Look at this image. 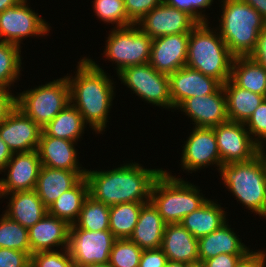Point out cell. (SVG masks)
Returning <instances> with one entry per match:
<instances>
[{"mask_svg":"<svg viewBox=\"0 0 266 267\" xmlns=\"http://www.w3.org/2000/svg\"><path fill=\"white\" fill-rule=\"evenodd\" d=\"M20 46L0 41V88H5L15 82L20 74Z\"/></svg>","mask_w":266,"mask_h":267,"instance_id":"35","label":"cell"},{"mask_svg":"<svg viewBox=\"0 0 266 267\" xmlns=\"http://www.w3.org/2000/svg\"><path fill=\"white\" fill-rule=\"evenodd\" d=\"M77 267H110L108 263L106 264H88L83 266H77Z\"/></svg>","mask_w":266,"mask_h":267,"instance_id":"53","label":"cell"},{"mask_svg":"<svg viewBox=\"0 0 266 267\" xmlns=\"http://www.w3.org/2000/svg\"><path fill=\"white\" fill-rule=\"evenodd\" d=\"M166 222L151 202L141 207L138 222L129 240L142 250L159 249L162 245Z\"/></svg>","mask_w":266,"mask_h":267,"instance_id":"24","label":"cell"},{"mask_svg":"<svg viewBox=\"0 0 266 267\" xmlns=\"http://www.w3.org/2000/svg\"><path fill=\"white\" fill-rule=\"evenodd\" d=\"M13 152L8 148L7 144L2 140L0 136V171L4 169L9 160L11 159Z\"/></svg>","mask_w":266,"mask_h":267,"instance_id":"48","label":"cell"},{"mask_svg":"<svg viewBox=\"0 0 266 267\" xmlns=\"http://www.w3.org/2000/svg\"><path fill=\"white\" fill-rule=\"evenodd\" d=\"M230 80L242 89L266 97V69L250 56L234 57Z\"/></svg>","mask_w":266,"mask_h":267,"instance_id":"29","label":"cell"},{"mask_svg":"<svg viewBox=\"0 0 266 267\" xmlns=\"http://www.w3.org/2000/svg\"><path fill=\"white\" fill-rule=\"evenodd\" d=\"M0 219V248L26 252L31 257L28 229L5 214Z\"/></svg>","mask_w":266,"mask_h":267,"instance_id":"34","label":"cell"},{"mask_svg":"<svg viewBox=\"0 0 266 267\" xmlns=\"http://www.w3.org/2000/svg\"><path fill=\"white\" fill-rule=\"evenodd\" d=\"M199 191L194 185L162 171L153 182L150 202L167 224L180 223L208 200Z\"/></svg>","mask_w":266,"mask_h":267,"instance_id":"5","label":"cell"},{"mask_svg":"<svg viewBox=\"0 0 266 267\" xmlns=\"http://www.w3.org/2000/svg\"><path fill=\"white\" fill-rule=\"evenodd\" d=\"M117 75L143 100L172 108L169 75L158 72L149 63L126 67Z\"/></svg>","mask_w":266,"mask_h":267,"instance_id":"9","label":"cell"},{"mask_svg":"<svg viewBox=\"0 0 266 267\" xmlns=\"http://www.w3.org/2000/svg\"><path fill=\"white\" fill-rule=\"evenodd\" d=\"M70 103L67 77L27 90L16 97V107L33 119L41 128L46 126Z\"/></svg>","mask_w":266,"mask_h":267,"instance_id":"7","label":"cell"},{"mask_svg":"<svg viewBox=\"0 0 266 267\" xmlns=\"http://www.w3.org/2000/svg\"><path fill=\"white\" fill-rule=\"evenodd\" d=\"M142 249L129 239H116L109 257L110 267H138Z\"/></svg>","mask_w":266,"mask_h":267,"instance_id":"36","label":"cell"},{"mask_svg":"<svg viewBox=\"0 0 266 267\" xmlns=\"http://www.w3.org/2000/svg\"><path fill=\"white\" fill-rule=\"evenodd\" d=\"M226 95L227 116L230 121L246 123L266 98L235 85L230 79L222 85Z\"/></svg>","mask_w":266,"mask_h":267,"instance_id":"27","label":"cell"},{"mask_svg":"<svg viewBox=\"0 0 266 267\" xmlns=\"http://www.w3.org/2000/svg\"><path fill=\"white\" fill-rule=\"evenodd\" d=\"M41 167L37 150L13 153L3 169L9 168L7 179H0V197L17 191L35 190Z\"/></svg>","mask_w":266,"mask_h":267,"instance_id":"15","label":"cell"},{"mask_svg":"<svg viewBox=\"0 0 266 267\" xmlns=\"http://www.w3.org/2000/svg\"><path fill=\"white\" fill-rule=\"evenodd\" d=\"M167 5H170L179 10L189 13L198 23L208 22L203 14L198 9L209 7L213 0H163Z\"/></svg>","mask_w":266,"mask_h":267,"instance_id":"40","label":"cell"},{"mask_svg":"<svg viewBox=\"0 0 266 267\" xmlns=\"http://www.w3.org/2000/svg\"><path fill=\"white\" fill-rule=\"evenodd\" d=\"M31 267H74L67 248L64 253L57 251L36 252L31 254Z\"/></svg>","mask_w":266,"mask_h":267,"instance_id":"38","label":"cell"},{"mask_svg":"<svg viewBox=\"0 0 266 267\" xmlns=\"http://www.w3.org/2000/svg\"><path fill=\"white\" fill-rule=\"evenodd\" d=\"M74 142L47 136L43 131L40 136L38 153L42 166L66 169L69 171H87L78 167Z\"/></svg>","mask_w":266,"mask_h":267,"instance_id":"23","label":"cell"},{"mask_svg":"<svg viewBox=\"0 0 266 267\" xmlns=\"http://www.w3.org/2000/svg\"><path fill=\"white\" fill-rule=\"evenodd\" d=\"M178 107L192 118L196 127L213 128L229 120L222 85L213 94L187 98Z\"/></svg>","mask_w":266,"mask_h":267,"instance_id":"17","label":"cell"},{"mask_svg":"<svg viewBox=\"0 0 266 267\" xmlns=\"http://www.w3.org/2000/svg\"><path fill=\"white\" fill-rule=\"evenodd\" d=\"M161 169H145L138 163L109 171H87L89 195L108 206L125 203H148L154 180ZM147 199V200H146Z\"/></svg>","mask_w":266,"mask_h":267,"instance_id":"1","label":"cell"},{"mask_svg":"<svg viewBox=\"0 0 266 267\" xmlns=\"http://www.w3.org/2000/svg\"><path fill=\"white\" fill-rule=\"evenodd\" d=\"M88 196L89 186L84 176L73 188L62 193L48 207V214L63 219L70 225L74 224L79 218L82 205Z\"/></svg>","mask_w":266,"mask_h":267,"instance_id":"30","label":"cell"},{"mask_svg":"<svg viewBox=\"0 0 266 267\" xmlns=\"http://www.w3.org/2000/svg\"><path fill=\"white\" fill-rule=\"evenodd\" d=\"M31 257L23 251L0 248V267H30Z\"/></svg>","mask_w":266,"mask_h":267,"instance_id":"42","label":"cell"},{"mask_svg":"<svg viewBox=\"0 0 266 267\" xmlns=\"http://www.w3.org/2000/svg\"><path fill=\"white\" fill-rule=\"evenodd\" d=\"M8 89L0 88V124L8 114L16 107V96L8 92Z\"/></svg>","mask_w":266,"mask_h":267,"instance_id":"45","label":"cell"},{"mask_svg":"<svg viewBox=\"0 0 266 267\" xmlns=\"http://www.w3.org/2000/svg\"><path fill=\"white\" fill-rule=\"evenodd\" d=\"M26 3L27 0H20L16 5L0 12V37L4 38L0 41L20 46V40L25 37L48 33V24Z\"/></svg>","mask_w":266,"mask_h":267,"instance_id":"12","label":"cell"},{"mask_svg":"<svg viewBox=\"0 0 266 267\" xmlns=\"http://www.w3.org/2000/svg\"><path fill=\"white\" fill-rule=\"evenodd\" d=\"M42 128L15 107L0 124V136L13 153L38 149Z\"/></svg>","mask_w":266,"mask_h":267,"instance_id":"14","label":"cell"},{"mask_svg":"<svg viewBox=\"0 0 266 267\" xmlns=\"http://www.w3.org/2000/svg\"><path fill=\"white\" fill-rule=\"evenodd\" d=\"M110 206L94 200L90 195L85 199L79 218L74 223L87 231H105L109 229ZM78 222V223H77Z\"/></svg>","mask_w":266,"mask_h":267,"instance_id":"33","label":"cell"},{"mask_svg":"<svg viewBox=\"0 0 266 267\" xmlns=\"http://www.w3.org/2000/svg\"><path fill=\"white\" fill-rule=\"evenodd\" d=\"M264 145H260L259 146V149H258V153L257 155L259 156L260 160L262 161L263 163V168H264V172H265V177H266V155H265V152H264V148H263ZM264 152V153H263Z\"/></svg>","mask_w":266,"mask_h":267,"instance_id":"51","label":"cell"},{"mask_svg":"<svg viewBox=\"0 0 266 267\" xmlns=\"http://www.w3.org/2000/svg\"><path fill=\"white\" fill-rule=\"evenodd\" d=\"M182 151V165L187 171H196L211 163L219 169L222 165L213 128L195 126Z\"/></svg>","mask_w":266,"mask_h":267,"instance_id":"18","label":"cell"},{"mask_svg":"<svg viewBox=\"0 0 266 267\" xmlns=\"http://www.w3.org/2000/svg\"><path fill=\"white\" fill-rule=\"evenodd\" d=\"M188 264L183 262H177V261H170L168 260L166 267H186Z\"/></svg>","mask_w":266,"mask_h":267,"instance_id":"52","label":"cell"},{"mask_svg":"<svg viewBox=\"0 0 266 267\" xmlns=\"http://www.w3.org/2000/svg\"><path fill=\"white\" fill-rule=\"evenodd\" d=\"M70 224L63 219L46 214L34 226L28 229L31 254L54 251L51 247L68 248Z\"/></svg>","mask_w":266,"mask_h":267,"instance_id":"20","label":"cell"},{"mask_svg":"<svg viewBox=\"0 0 266 267\" xmlns=\"http://www.w3.org/2000/svg\"><path fill=\"white\" fill-rule=\"evenodd\" d=\"M146 203L125 202L110 206L109 229L116 239H129Z\"/></svg>","mask_w":266,"mask_h":267,"instance_id":"32","label":"cell"},{"mask_svg":"<svg viewBox=\"0 0 266 267\" xmlns=\"http://www.w3.org/2000/svg\"><path fill=\"white\" fill-rule=\"evenodd\" d=\"M167 262L168 258L161 248L147 249L142 251L138 267H166Z\"/></svg>","mask_w":266,"mask_h":267,"instance_id":"43","label":"cell"},{"mask_svg":"<svg viewBox=\"0 0 266 267\" xmlns=\"http://www.w3.org/2000/svg\"><path fill=\"white\" fill-rule=\"evenodd\" d=\"M11 195L9 209L5 211V215L26 229L34 226L48 213V208L35 190L17 191Z\"/></svg>","mask_w":266,"mask_h":267,"instance_id":"26","label":"cell"},{"mask_svg":"<svg viewBox=\"0 0 266 267\" xmlns=\"http://www.w3.org/2000/svg\"><path fill=\"white\" fill-rule=\"evenodd\" d=\"M115 240L110 230L87 231L71 224L67 249L74 267L109 263Z\"/></svg>","mask_w":266,"mask_h":267,"instance_id":"10","label":"cell"},{"mask_svg":"<svg viewBox=\"0 0 266 267\" xmlns=\"http://www.w3.org/2000/svg\"><path fill=\"white\" fill-rule=\"evenodd\" d=\"M20 0H0V12H3L8 7L16 5Z\"/></svg>","mask_w":266,"mask_h":267,"instance_id":"50","label":"cell"},{"mask_svg":"<svg viewBox=\"0 0 266 267\" xmlns=\"http://www.w3.org/2000/svg\"><path fill=\"white\" fill-rule=\"evenodd\" d=\"M220 36L234 57L250 56L266 20L241 0H223Z\"/></svg>","mask_w":266,"mask_h":267,"instance_id":"3","label":"cell"},{"mask_svg":"<svg viewBox=\"0 0 266 267\" xmlns=\"http://www.w3.org/2000/svg\"><path fill=\"white\" fill-rule=\"evenodd\" d=\"M266 254L263 251L249 252L238 263L237 267H266Z\"/></svg>","mask_w":266,"mask_h":267,"instance_id":"46","label":"cell"},{"mask_svg":"<svg viewBox=\"0 0 266 267\" xmlns=\"http://www.w3.org/2000/svg\"><path fill=\"white\" fill-rule=\"evenodd\" d=\"M135 25L116 28L108 37L105 56L117 63V73L124 68L149 63L153 39Z\"/></svg>","mask_w":266,"mask_h":267,"instance_id":"8","label":"cell"},{"mask_svg":"<svg viewBox=\"0 0 266 267\" xmlns=\"http://www.w3.org/2000/svg\"><path fill=\"white\" fill-rule=\"evenodd\" d=\"M246 255L219 254L202 262L204 267H237L241 259Z\"/></svg>","mask_w":266,"mask_h":267,"instance_id":"44","label":"cell"},{"mask_svg":"<svg viewBox=\"0 0 266 267\" xmlns=\"http://www.w3.org/2000/svg\"><path fill=\"white\" fill-rule=\"evenodd\" d=\"M249 130V134L258 136L266 140V98L256 108L252 116L245 123Z\"/></svg>","mask_w":266,"mask_h":267,"instance_id":"41","label":"cell"},{"mask_svg":"<svg viewBox=\"0 0 266 267\" xmlns=\"http://www.w3.org/2000/svg\"><path fill=\"white\" fill-rule=\"evenodd\" d=\"M188 41L189 33L154 38L149 64L160 73H174L186 65Z\"/></svg>","mask_w":266,"mask_h":267,"instance_id":"16","label":"cell"},{"mask_svg":"<svg viewBox=\"0 0 266 267\" xmlns=\"http://www.w3.org/2000/svg\"><path fill=\"white\" fill-rule=\"evenodd\" d=\"M87 171H69L42 166L35 191L48 208L62 193L73 188Z\"/></svg>","mask_w":266,"mask_h":267,"instance_id":"22","label":"cell"},{"mask_svg":"<svg viewBox=\"0 0 266 267\" xmlns=\"http://www.w3.org/2000/svg\"><path fill=\"white\" fill-rule=\"evenodd\" d=\"M84 128L85 122L79 110L72 103H69L42 128V131L47 136L75 142L80 138Z\"/></svg>","mask_w":266,"mask_h":267,"instance_id":"31","label":"cell"},{"mask_svg":"<svg viewBox=\"0 0 266 267\" xmlns=\"http://www.w3.org/2000/svg\"><path fill=\"white\" fill-rule=\"evenodd\" d=\"M161 249L170 261L199 263L198 239L180 223L166 224Z\"/></svg>","mask_w":266,"mask_h":267,"instance_id":"21","label":"cell"},{"mask_svg":"<svg viewBox=\"0 0 266 267\" xmlns=\"http://www.w3.org/2000/svg\"><path fill=\"white\" fill-rule=\"evenodd\" d=\"M152 39L165 35L190 33L198 22L187 12L164 2L148 12L138 23Z\"/></svg>","mask_w":266,"mask_h":267,"instance_id":"13","label":"cell"},{"mask_svg":"<svg viewBox=\"0 0 266 267\" xmlns=\"http://www.w3.org/2000/svg\"><path fill=\"white\" fill-rule=\"evenodd\" d=\"M252 6L266 20V0H241Z\"/></svg>","mask_w":266,"mask_h":267,"instance_id":"49","label":"cell"},{"mask_svg":"<svg viewBox=\"0 0 266 267\" xmlns=\"http://www.w3.org/2000/svg\"><path fill=\"white\" fill-rule=\"evenodd\" d=\"M250 57L266 69V27L259 34L257 46Z\"/></svg>","mask_w":266,"mask_h":267,"instance_id":"47","label":"cell"},{"mask_svg":"<svg viewBox=\"0 0 266 267\" xmlns=\"http://www.w3.org/2000/svg\"><path fill=\"white\" fill-rule=\"evenodd\" d=\"M245 126V123L228 120L213 127L222 164L246 162L257 156L263 143L259 138H250Z\"/></svg>","mask_w":266,"mask_h":267,"instance_id":"11","label":"cell"},{"mask_svg":"<svg viewBox=\"0 0 266 267\" xmlns=\"http://www.w3.org/2000/svg\"><path fill=\"white\" fill-rule=\"evenodd\" d=\"M224 212L220 205L207 200L197 210L186 215L180 224L199 239L219 229L226 222Z\"/></svg>","mask_w":266,"mask_h":267,"instance_id":"28","label":"cell"},{"mask_svg":"<svg viewBox=\"0 0 266 267\" xmlns=\"http://www.w3.org/2000/svg\"><path fill=\"white\" fill-rule=\"evenodd\" d=\"M126 15L137 26V23L163 0H124Z\"/></svg>","mask_w":266,"mask_h":267,"instance_id":"39","label":"cell"},{"mask_svg":"<svg viewBox=\"0 0 266 267\" xmlns=\"http://www.w3.org/2000/svg\"><path fill=\"white\" fill-rule=\"evenodd\" d=\"M78 63L76 77L71 79L67 76L70 103L79 110L85 123H89L96 132H101L106 127L108 109L113 99V83L91 59L83 58Z\"/></svg>","mask_w":266,"mask_h":267,"instance_id":"2","label":"cell"},{"mask_svg":"<svg viewBox=\"0 0 266 267\" xmlns=\"http://www.w3.org/2000/svg\"><path fill=\"white\" fill-rule=\"evenodd\" d=\"M94 10L98 18L107 23H116L117 28L134 25L126 15L124 0H95Z\"/></svg>","mask_w":266,"mask_h":267,"instance_id":"37","label":"cell"},{"mask_svg":"<svg viewBox=\"0 0 266 267\" xmlns=\"http://www.w3.org/2000/svg\"><path fill=\"white\" fill-rule=\"evenodd\" d=\"M235 235L226 222L214 232L198 239L199 262L213 258L219 254L247 255L248 250Z\"/></svg>","mask_w":266,"mask_h":267,"instance_id":"25","label":"cell"},{"mask_svg":"<svg viewBox=\"0 0 266 267\" xmlns=\"http://www.w3.org/2000/svg\"><path fill=\"white\" fill-rule=\"evenodd\" d=\"M172 108L187 98L213 94L222 84L213 77L184 66L169 75Z\"/></svg>","mask_w":266,"mask_h":267,"instance_id":"19","label":"cell"},{"mask_svg":"<svg viewBox=\"0 0 266 267\" xmlns=\"http://www.w3.org/2000/svg\"><path fill=\"white\" fill-rule=\"evenodd\" d=\"M207 22L198 23L189 33L187 67L225 84L231 75L234 56L222 37L214 34Z\"/></svg>","mask_w":266,"mask_h":267,"instance_id":"4","label":"cell"},{"mask_svg":"<svg viewBox=\"0 0 266 267\" xmlns=\"http://www.w3.org/2000/svg\"><path fill=\"white\" fill-rule=\"evenodd\" d=\"M186 267H204L202 263H196V264H188Z\"/></svg>","mask_w":266,"mask_h":267,"instance_id":"54","label":"cell"},{"mask_svg":"<svg viewBox=\"0 0 266 267\" xmlns=\"http://www.w3.org/2000/svg\"><path fill=\"white\" fill-rule=\"evenodd\" d=\"M222 180L249 210L266 217V177L259 156L246 162H231L220 167Z\"/></svg>","mask_w":266,"mask_h":267,"instance_id":"6","label":"cell"}]
</instances>
